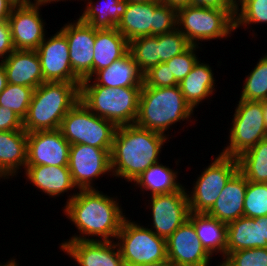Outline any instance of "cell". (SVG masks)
Segmentation results:
<instances>
[{
    "label": "cell",
    "instance_id": "obj_1",
    "mask_svg": "<svg viewBox=\"0 0 267 266\" xmlns=\"http://www.w3.org/2000/svg\"><path fill=\"white\" fill-rule=\"evenodd\" d=\"M69 197L71 198L64 206V213L80 233V236L74 235L69 241L100 240L90 239V235L98 236L102 241H110V238L117 237L126 218L117 199L115 201L113 197L104 195L96 189L80 190Z\"/></svg>",
    "mask_w": 267,
    "mask_h": 266
},
{
    "label": "cell",
    "instance_id": "obj_2",
    "mask_svg": "<svg viewBox=\"0 0 267 266\" xmlns=\"http://www.w3.org/2000/svg\"><path fill=\"white\" fill-rule=\"evenodd\" d=\"M168 136L136 124L116 128L110 152L111 172L134 182L151 165L158 163L159 153Z\"/></svg>",
    "mask_w": 267,
    "mask_h": 266
},
{
    "label": "cell",
    "instance_id": "obj_3",
    "mask_svg": "<svg viewBox=\"0 0 267 266\" xmlns=\"http://www.w3.org/2000/svg\"><path fill=\"white\" fill-rule=\"evenodd\" d=\"M80 84L43 82L33 91L23 129L27 132L60 129L68 111L80 100Z\"/></svg>",
    "mask_w": 267,
    "mask_h": 266
},
{
    "label": "cell",
    "instance_id": "obj_4",
    "mask_svg": "<svg viewBox=\"0 0 267 266\" xmlns=\"http://www.w3.org/2000/svg\"><path fill=\"white\" fill-rule=\"evenodd\" d=\"M192 114L193 109L185 101L179 85L154 88L143 83L135 122L137 126L166 135L165 131L173 123L188 120Z\"/></svg>",
    "mask_w": 267,
    "mask_h": 266
},
{
    "label": "cell",
    "instance_id": "obj_5",
    "mask_svg": "<svg viewBox=\"0 0 267 266\" xmlns=\"http://www.w3.org/2000/svg\"><path fill=\"white\" fill-rule=\"evenodd\" d=\"M142 87L80 85V101L116 127L135 124Z\"/></svg>",
    "mask_w": 267,
    "mask_h": 266
},
{
    "label": "cell",
    "instance_id": "obj_6",
    "mask_svg": "<svg viewBox=\"0 0 267 266\" xmlns=\"http://www.w3.org/2000/svg\"><path fill=\"white\" fill-rule=\"evenodd\" d=\"M177 11L158 0L128 2L117 30L128 40L149 35H161L177 27Z\"/></svg>",
    "mask_w": 267,
    "mask_h": 266
},
{
    "label": "cell",
    "instance_id": "obj_7",
    "mask_svg": "<svg viewBox=\"0 0 267 266\" xmlns=\"http://www.w3.org/2000/svg\"><path fill=\"white\" fill-rule=\"evenodd\" d=\"M235 13L236 10L190 5L177 11V28L191 45L197 46L198 41H210L231 34L235 30Z\"/></svg>",
    "mask_w": 267,
    "mask_h": 266
},
{
    "label": "cell",
    "instance_id": "obj_8",
    "mask_svg": "<svg viewBox=\"0 0 267 266\" xmlns=\"http://www.w3.org/2000/svg\"><path fill=\"white\" fill-rule=\"evenodd\" d=\"M116 126L94 114L80 100L62 120L60 130L70 143L86 144L111 152Z\"/></svg>",
    "mask_w": 267,
    "mask_h": 266
},
{
    "label": "cell",
    "instance_id": "obj_9",
    "mask_svg": "<svg viewBox=\"0 0 267 266\" xmlns=\"http://www.w3.org/2000/svg\"><path fill=\"white\" fill-rule=\"evenodd\" d=\"M125 266H138L167 260L166 239L151 229L124 219L116 240Z\"/></svg>",
    "mask_w": 267,
    "mask_h": 266
},
{
    "label": "cell",
    "instance_id": "obj_10",
    "mask_svg": "<svg viewBox=\"0 0 267 266\" xmlns=\"http://www.w3.org/2000/svg\"><path fill=\"white\" fill-rule=\"evenodd\" d=\"M233 115L229 145L221 155L239 157L243 152L267 138L263 103L240 99Z\"/></svg>",
    "mask_w": 267,
    "mask_h": 266
},
{
    "label": "cell",
    "instance_id": "obj_11",
    "mask_svg": "<svg viewBox=\"0 0 267 266\" xmlns=\"http://www.w3.org/2000/svg\"><path fill=\"white\" fill-rule=\"evenodd\" d=\"M239 170L238 159L218 155L198 177L191 194H187L190 212L207 213L229 179Z\"/></svg>",
    "mask_w": 267,
    "mask_h": 266
},
{
    "label": "cell",
    "instance_id": "obj_12",
    "mask_svg": "<svg viewBox=\"0 0 267 266\" xmlns=\"http://www.w3.org/2000/svg\"><path fill=\"white\" fill-rule=\"evenodd\" d=\"M68 167L79 190L95 189L91 181L111 172L110 153L86 144L70 145Z\"/></svg>",
    "mask_w": 267,
    "mask_h": 266
},
{
    "label": "cell",
    "instance_id": "obj_13",
    "mask_svg": "<svg viewBox=\"0 0 267 266\" xmlns=\"http://www.w3.org/2000/svg\"><path fill=\"white\" fill-rule=\"evenodd\" d=\"M186 192L182 187L173 193L151 196L154 230L150 229L159 237L167 240L189 219L190 208Z\"/></svg>",
    "mask_w": 267,
    "mask_h": 266
},
{
    "label": "cell",
    "instance_id": "obj_14",
    "mask_svg": "<svg viewBox=\"0 0 267 266\" xmlns=\"http://www.w3.org/2000/svg\"><path fill=\"white\" fill-rule=\"evenodd\" d=\"M45 82L81 83L73 73L66 35L60 30L45 38L36 50Z\"/></svg>",
    "mask_w": 267,
    "mask_h": 266
},
{
    "label": "cell",
    "instance_id": "obj_15",
    "mask_svg": "<svg viewBox=\"0 0 267 266\" xmlns=\"http://www.w3.org/2000/svg\"><path fill=\"white\" fill-rule=\"evenodd\" d=\"M65 24L60 30L66 35L73 73L81 80L92 79L95 28L82 22Z\"/></svg>",
    "mask_w": 267,
    "mask_h": 266
},
{
    "label": "cell",
    "instance_id": "obj_16",
    "mask_svg": "<svg viewBox=\"0 0 267 266\" xmlns=\"http://www.w3.org/2000/svg\"><path fill=\"white\" fill-rule=\"evenodd\" d=\"M69 149L60 129L30 132L26 166H68Z\"/></svg>",
    "mask_w": 267,
    "mask_h": 266
},
{
    "label": "cell",
    "instance_id": "obj_17",
    "mask_svg": "<svg viewBox=\"0 0 267 266\" xmlns=\"http://www.w3.org/2000/svg\"><path fill=\"white\" fill-rule=\"evenodd\" d=\"M166 247L167 259L174 266H209L211 255L189 219L166 240Z\"/></svg>",
    "mask_w": 267,
    "mask_h": 266
},
{
    "label": "cell",
    "instance_id": "obj_18",
    "mask_svg": "<svg viewBox=\"0 0 267 266\" xmlns=\"http://www.w3.org/2000/svg\"><path fill=\"white\" fill-rule=\"evenodd\" d=\"M42 5L14 6L8 18L11 38L16 50H37L45 39V22L40 17Z\"/></svg>",
    "mask_w": 267,
    "mask_h": 266
},
{
    "label": "cell",
    "instance_id": "obj_19",
    "mask_svg": "<svg viewBox=\"0 0 267 266\" xmlns=\"http://www.w3.org/2000/svg\"><path fill=\"white\" fill-rule=\"evenodd\" d=\"M113 241H65L60 247L79 266H125L119 247Z\"/></svg>",
    "mask_w": 267,
    "mask_h": 266
},
{
    "label": "cell",
    "instance_id": "obj_20",
    "mask_svg": "<svg viewBox=\"0 0 267 266\" xmlns=\"http://www.w3.org/2000/svg\"><path fill=\"white\" fill-rule=\"evenodd\" d=\"M267 247V215L240 217L227 224L226 256L230 252Z\"/></svg>",
    "mask_w": 267,
    "mask_h": 266
},
{
    "label": "cell",
    "instance_id": "obj_21",
    "mask_svg": "<svg viewBox=\"0 0 267 266\" xmlns=\"http://www.w3.org/2000/svg\"><path fill=\"white\" fill-rule=\"evenodd\" d=\"M9 84L36 89L44 81L41 63L36 50H14L1 60Z\"/></svg>",
    "mask_w": 267,
    "mask_h": 266
},
{
    "label": "cell",
    "instance_id": "obj_22",
    "mask_svg": "<svg viewBox=\"0 0 267 266\" xmlns=\"http://www.w3.org/2000/svg\"><path fill=\"white\" fill-rule=\"evenodd\" d=\"M246 187L247 179L238 170L226 183L218 199L206 214L225 224L243 217Z\"/></svg>",
    "mask_w": 267,
    "mask_h": 266
},
{
    "label": "cell",
    "instance_id": "obj_23",
    "mask_svg": "<svg viewBox=\"0 0 267 266\" xmlns=\"http://www.w3.org/2000/svg\"><path fill=\"white\" fill-rule=\"evenodd\" d=\"M91 78L81 81L80 85H99L104 87H142L143 73L139 70L128 51L123 57L115 60L109 67L96 71Z\"/></svg>",
    "mask_w": 267,
    "mask_h": 266
},
{
    "label": "cell",
    "instance_id": "obj_24",
    "mask_svg": "<svg viewBox=\"0 0 267 266\" xmlns=\"http://www.w3.org/2000/svg\"><path fill=\"white\" fill-rule=\"evenodd\" d=\"M27 137L24 129L0 131V177L7 179L26 167ZM6 177V178H5Z\"/></svg>",
    "mask_w": 267,
    "mask_h": 266
},
{
    "label": "cell",
    "instance_id": "obj_25",
    "mask_svg": "<svg viewBox=\"0 0 267 266\" xmlns=\"http://www.w3.org/2000/svg\"><path fill=\"white\" fill-rule=\"evenodd\" d=\"M25 175L30 182L49 196H58L61 193L73 190V183L68 166H26Z\"/></svg>",
    "mask_w": 267,
    "mask_h": 266
},
{
    "label": "cell",
    "instance_id": "obj_26",
    "mask_svg": "<svg viewBox=\"0 0 267 266\" xmlns=\"http://www.w3.org/2000/svg\"><path fill=\"white\" fill-rule=\"evenodd\" d=\"M129 51V41L117 30L95 29L93 74L109 67Z\"/></svg>",
    "mask_w": 267,
    "mask_h": 266
},
{
    "label": "cell",
    "instance_id": "obj_27",
    "mask_svg": "<svg viewBox=\"0 0 267 266\" xmlns=\"http://www.w3.org/2000/svg\"><path fill=\"white\" fill-rule=\"evenodd\" d=\"M189 220L194 224L197 236L205 250L212 256L222 254L226 257L227 224L206 213L190 212Z\"/></svg>",
    "mask_w": 267,
    "mask_h": 266
},
{
    "label": "cell",
    "instance_id": "obj_28",
    "mask_svg": "<svg viewBox=\"0 0 267 266\" xmlns=\"http://www.w3.org/2000/svg\"><path fill=\"white\" fill-rule=\"evenodd\" d=\"M214 84L215 79L210 66L198 60L190 73L179 83V87L185 101L194 109L202 100L214 93Z\"/></svg>",
    "mask_w": 267,
    "mask_h": 266
},
{
    "label": "cell",
    "instance_id": "obj_29",
    "mask_svg": "<svg viewBox=\"0 0 267 266\" xmlns=\"http://www.w3.org/2000/svg\"><path fill=\"white\" fill-rule=\"evenodd\" d=\"M104 4L88 2L86 9L80 16V20L95 29H112L117 27L126 11L127 0H103Z\"/></svg>",
    "mask_w": 267,
    "mask_h": 266
},
{
    "label": "cell",
    "instance_id": "obj_30",
    "mask_svg": "<svg viewBox=\"0 0 267 266\" xmlns=\"http://www.w3.org/2000/svg\"><path fill=\"white\" fill-rule=\"evenodd\" d=\"M134 182L142 191H151V196L173 193L182 188L177 182V172L159 163L151 165Z\"/></svg>",
    "mask_w": 267,
    "mask_h": 266
},
{
    "label": "cell",
    "instance_id": "obj_31",
    "mask_svg": "<svg viewBox=\"0 0 267 266\" xmlns=\"http://www.w3.org/2000/svg\"><path fill=\"white\" fill-rule=\"evenodd\" d=\"M237 159L239 171L248 181L267 183V138L243 152Z\"/></svg>",
    "mask_w": 267,
    "mask_h": 266
},
{
    "label": "cell",
    "instance_id": "obj_32",
    "mask_svg": "<svg viewBox=\"0 0 267 266\" xmlns=\"http://www.w3.org/2000/svg\"><path fill=\"white\" fill-rule=\"evenodd\" d=\"M129 52L139 70L144 74L159 64V35L134 38L129 41Z\"/></svg>",
    "mask_w": 267,
    "mask_h": 266
},
{
    "label": "cell",
    "instance_id": "obj_33",
    "mask_svg": "<svg viewBox=\"0 0 267 266\" xmlns=\"http://www.w3.org/2000/svg\"><path fill=\"white\" fill-rule=\"evenodd\" d=\"M240 99L250 101L267 100V55L259 59L256 67L248 74Z\"/></svg>",
    "mask_w": 267,
    "mask_h": 266
},
{
    "label": "cell",
    "instance_id": "obj_34",
    "mask_svg": "<svg viewBox=\"0 0 267 266\" xmlns=\"http://www.w3.org/2000/svg\"><path fill=\"white\" fill-rule=\"evenodd\" d=\"M34 89L28 86L7 84L0 93V106L11 109L22 120L26 117Z\"/></svg>",
    "mask_w": 267,
    "mask_h": 266
},
{
    "label": "cell",
    "instance_id": "obj_35",
    "mask_svg": "<svg viewBox=\"0 0 267 266\" xmlns=\"http://www.w3.org/2000/svg\"><path fill=\"white\" fill-rule=\"evenodd\" d=\"M265 215H267V183L247 180L244 217L259 218Z\"/></svg>",
    "mask_w": 267,
    "mask_h": 266
},
{
    "label": "cell",
    "instance_id": "obj_36",
    "mask_svg": "<svg viewBox=\"0 0 267 266\" xmlns=\"http://www.w3.org/2000/svg\"><path fill=\"white\" fill-rule=\"evenodd\" d=\"M251 23H267V0H242L238 3L235 13V30L239 26H249Z\"/></svg>",
    "mask_w": 267,
    "mask_h": 266
},
{
    "label": "cell",
    "instance_id": "obj_37",
    "mask_svg": "<svg viewBox=\"0 0 267 266\" xmlns=\"http://www.w3.org/2000/svg\"><path fill=\"white\" fill-rule=\"evenodd\" d=\"M190 46L191 44L178 28L170 33L159 35V63H165Z\"/></svg>",
    "mask_w": 267,
    "mask_h": 266
},
{
    "label": "cell",
    "instance_id": "obj_38",
    "mask_svg": "<svg viewBox=\"0 0 267 266\" xmlns=\"http://www.w3.org/2000/svg\"><path fill=\"white\" fill-rule=\"evenodd\" d=\"M219 266H267V247L230 252Z\"/></svg>",
    "mask_w": 267,
    "mask_h": 266
},
{
    "label": "cell",
    "instance_id": "obj_39",
    "mask_svg": "<svg viewBox=\"0 0 267 266\" xmlns=\"http://www.w3.org/2000/svg\"><path fill=\"white\" fill-rule=\"evenodd\" d=\"M198 47V45H191L183 53L165 62L178 83L190 73L193 66L197 63L198 57H196L195 50H197Z\"/></svg>",
    "mask_w": 267,
    "mask_h": 266
},
{
    "label": "cell",
    "instance_id": "obj_40",
    "mask_svg": "<svg viewBox=\"0 0 267 266\" xmlns=\"http://www.w3.org/2000/svg\"><path fill=\"white\" fill-rule=\"evenodd\" d=\"M143 83L147 87L165 88L179 85L175 80L174 75L169 71L166 63H159L151 67L143 75Z\"/></svg>",
    "mask_w": 267,
    "mask_h": 266
},
{
    "label": "cell",
    "instance_id": "obj_41",
    "mask_svg": "<svg viewBox=\"0 0 267 266\" xmlns=\"http://www.w3.org/2000/svg\"><path fill=\"white\" fill-rule=\"evenodd\" d=\"M23 129V120L11 109L0 106V131Z\"/></svg>",
    "mask_w": 267,
    "mask_h": 266
},
{
    "label": "cell",
    "instance_id": "obj_42",
    "mask_svg": "<svg viewBox=\"0 0 267 266\" xmlns=\"http://www.w3.org/2000/svg\"><path fill=\"white\" fill-rule=\"evenodd\" d=\"M14 50L9 21H2L0 22V58L6 59Z\"/></svg>",
    "mask_w": 267,
    "mask_h": 266
},
{
    "label": "cell",
    "instance_id": "obj_43",
    "mask_svg": "<svg viewBox=\"0 0 267 266\" xmlns=\"http://www.w3.org/2000/svg\"><path fill=\"white\" fill-rule=\"evenodd\" d=\"M191 5L222 10H236V7L229 0H191Z\"/></svg>",
    "mask_w": 267,
    "mask_h": 266
},
{
    "label": "cell",
    "instance_id": "obj_44",
    "mask_svg": "<svg viewBox=\"0 0 267 266\" xmlns=\"http://www.w3.org/2000/svg\"><path fill=\"white\" fill-rule=\"evenodd\" d=\"M14 5L8 0H0V22L8 20Z\"/></svg>",
    "mask_w": 267,
    "mask_h": 266
},
{
    "label": "cell",
    "instance_id": "obj_45",
    "mask_svg": "<svg viewBox=\"0 0 267 266\" xmlns=\"http://www.w3.org/2000/svg\"><path fill=\"white\" fill-rule=\"evenodd\" d=\"M161 4L168 5L169 7L178 11L191 5V0H158Z\"/></svg>",
    "mask_w": 267,
    "mask_h": 266
},
{
    "label": "cell",
    "instance_id": "obj_46",
    "mask_svg": "<svg viewBox=\"0 0 267 266\" xmlns=\"http://www.w3.org/2000/svg\"><path fill=\"white\" fill-rule=\"evenodd\" d=\"M8 84V80L6 77V72L3 67L2 62L0 61V93L5 89Z\"/></svg>",
    "mask_w": 267,
    "mask_h": 266
},
{
    "label": "cell",
    "instance_id": "obj_47",
    "mask_svg": "<svg viewBox=\"0 0 267 266\" xmlns=\"http://www.w3.org/2000/svg\"><path fill=\"white\" fill-rule=\"evenodd\" d=\"M138 266H174L168 259L164 261H159L155 263H149V264H141Z\"/></svg>",
    "mask_w": 267,
    "mask_h": 266
},
{
    "label": "cell",
    "instance_id": "obj_48",
    "mask_svg": "<svg viewBox=\"0 0 267 266\" xmlns=\"http://www.w3.org/2000/svg\"><path fill=\"white\" fill-rule=\"evenodd\" d=\"M35 2L33 3V2H31L30 0H29V5H31V4H36V5H45V4H47V3H51V2H58V1H61V0H34ZM63 1V0H62Z\"/></svg>",
    "mask_w": 267,
    "mask_h": 266
},
{
    "label": "cell",
    "instance_id": "obj_49",
    "mask_svg": "<svg viewBox=\"0 0 267 266\" xmlns=\"http://www.w3.org/2000/svg\"><path fill=\"white\" fill-rule=\"evenodd\" d=\"M10 3H12L14 6H23V5H29V0H8Z\"/></svg>",
    "mask_w": 267,
    "mask_h": 266
},
{
    "label": "cell",
    "instance_id": "obj_50",
    "mask_svg": "<svg viewBox=\"0 0 267 266\" xmlns=\"http://www.w3.org/2000/svg\"><path fill=\"white\" fill-rule=\"evenodd\" d=\"M263 103V111L265 116V124H266V130H267V100L262 101Z\"/></svg>",
    "mask_w": 267,
    "mask_h": 266
},
{
    "label": "cell",
    "instance_id": "obj_51",
    "mask_svg": "<svg viewBox=\"0 0 267 266\" xmlns=\"http://www.w3.org/2000/svg\"><path fill=\"white\" fill-rule=\"evenodd\" d=\"M0 266H19L18 263H16L15 259L9 260L7 263L0 265Z\"/></svg>",
    "mask_w": 267,
    "mask_h": 266
},
{
    "label": "cell",
    "instance_id": "obj_52",
    "mask_svg": "<svg viewBox=\"0 0 267 266\" xmlns=\"http://www.w3.org/2000/svg\"><path fill=\"white\" fill-rule=\"evenodd\" d=\"M128 2H139V3H143V2H150L153 0H127Z\"/></svg>",
    "mask_w": 267,
    "mask_h": 266
},
{
    "label": "cell",
    "instance_id": "obj_53",
    "mask_svg": "<svg viewBox=\"0 0 267 266\" xmlns=\"http://www.w3.org/2000/svg\"><path fill=\"white\" fill-rule=\"evenodd\" d=\"M235 7L238 6V2L240 3L242 0H229Z\"/></svg>",
    "mask_w": 267,
    "mask_h": 266
}]
</instances>
